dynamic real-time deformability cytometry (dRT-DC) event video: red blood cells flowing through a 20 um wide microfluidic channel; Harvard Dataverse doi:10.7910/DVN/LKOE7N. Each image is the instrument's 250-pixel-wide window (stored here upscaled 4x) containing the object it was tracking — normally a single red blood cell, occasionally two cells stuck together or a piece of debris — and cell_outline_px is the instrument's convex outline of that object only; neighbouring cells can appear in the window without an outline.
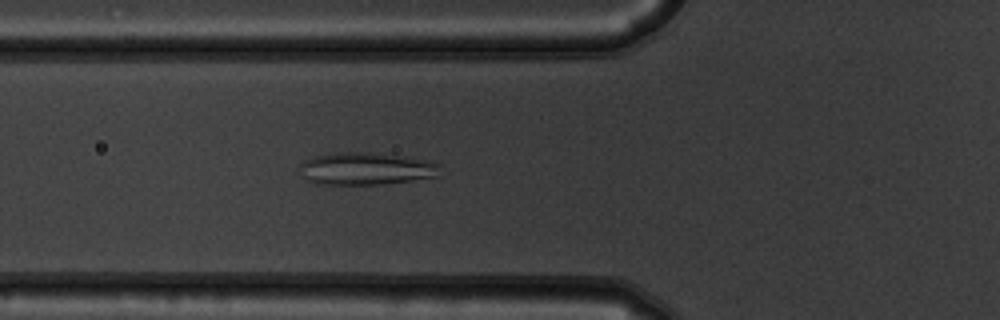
{"species": "common noctule bat (a hibernating species)", "species_latin": "Nyctalus noctula", "temperature_condition": "warm", "stored_images_in_passage": 48, "camera_frame_rate_fps": 3000, "um_per_image_px": 0.085, "animal": {"sex": "male", "body_mass_g": 19.5, "forearm_length_mm": 54.6}, "frame": {"image": 1, "passage_image": 14, "time_ms": 4.333, "image_size_px": [1000, 320], "cell_outline_px": [[440, 164], [436, 176], [412, 180], [380, 184], [312, 184], [304, 176], [300, 164], [304, 160], [312, 156], [340, 152], [368, 152], [408, 156], [432, 160]], "centroid_in_image_um": [31.12, 14.32], "position_along_channel_um": 94.7, "area_um2": 26.59}}
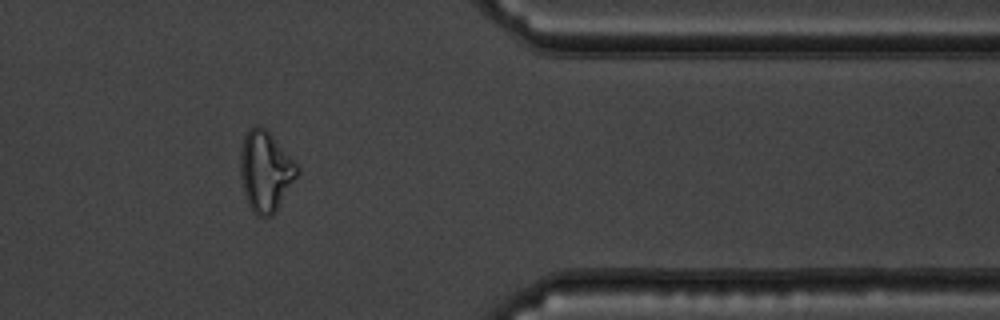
{"frame": {"image": 2, "passage_image": 39, "time_ms": 12.667, "image_size_px": [1000, 320], "cell_outline_px": [[300, 168], [296, 176], [276, 212], [272, 216], [256, 216], [252, 212], [248, 204], [240, 180], [240, 148], [244, 136], [248, 128], [256, 124], [260, 124], [268, 132]], "centroid_in_image_um": [22.52, 14.56], "position_along_channel_um": 388.9, "area_um2": 26.59}}
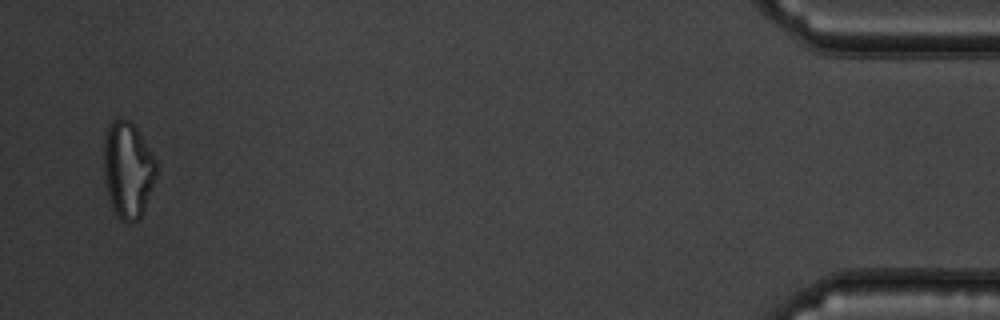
{"frame": {"image": 3, "passage_image": 47, "time_ms": 15.333, "image_size_px": [1000, 320], "cell_outline_px": [[160, 168], [144, 208], [140, 216], [132, 224], [116, 216], [108, 192], [104, 172], [104, 136], [112, 120], [128, 120], [136, 128], [156, 160]], "centroid_in_image_um": [10.89, 14.43], "position_along_channel_um": 424.3, "area_um2": 29.07}, "authors_computed_cell_mechanics": {"area_um2": 26.6458, "velocity_mm_per_s": 3.7088, "shape_relaxation_time_tau1_ms": null, "shape_relaxation_time_tau2_ms": 1.8035, "deformation_change_tau1": null, "deformation_change_tau2": 0.0835}}